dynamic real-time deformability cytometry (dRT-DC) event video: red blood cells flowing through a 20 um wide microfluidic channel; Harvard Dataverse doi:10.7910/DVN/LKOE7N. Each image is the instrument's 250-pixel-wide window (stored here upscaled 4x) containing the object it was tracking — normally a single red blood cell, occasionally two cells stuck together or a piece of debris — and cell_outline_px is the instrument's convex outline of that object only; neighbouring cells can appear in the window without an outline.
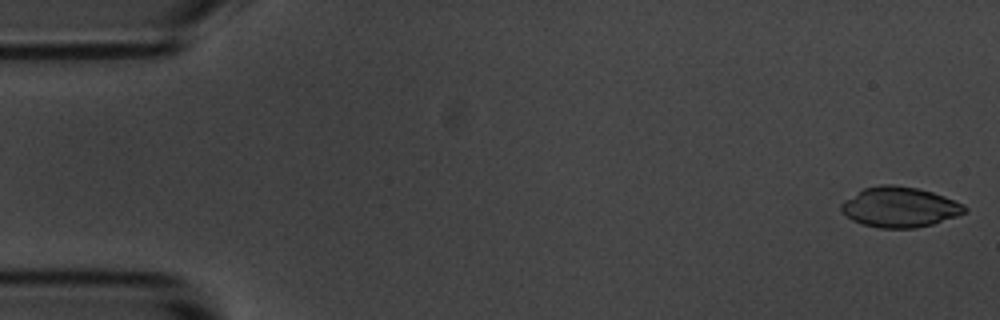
{"species": "common noctule bat (a hibernating species)", "species_latin": "Nyctalus noctula", "temperature_condition": "room temperature", "stored_images_in_passage": 5, "camera_frame_rate_fps": 3000, "um_per_image_px": 0.085, "animal": {"sex": "male", "body_mass_g": 20.1, "forearm_length_mm": 53.5}, "frame": {"image": 1, "passage_image": 1, "time_ms": 0.0, "image_size_px": [1000, 320], "cell_outline_px": [[968, 212], [932, 224], [916, 228], [880, 228], [864, 224], [852, 220], [840, 212], [840, 204], [844, 200], [864, 188], [880, 184], [892, 184], [916, 188], [932, 192], [944, 196], [964, 204], [968, 208]], "centroid_in_image_um": [76.46, 17.6], "position_along_channel_um": 8.5, "area_um2": 29.02}}